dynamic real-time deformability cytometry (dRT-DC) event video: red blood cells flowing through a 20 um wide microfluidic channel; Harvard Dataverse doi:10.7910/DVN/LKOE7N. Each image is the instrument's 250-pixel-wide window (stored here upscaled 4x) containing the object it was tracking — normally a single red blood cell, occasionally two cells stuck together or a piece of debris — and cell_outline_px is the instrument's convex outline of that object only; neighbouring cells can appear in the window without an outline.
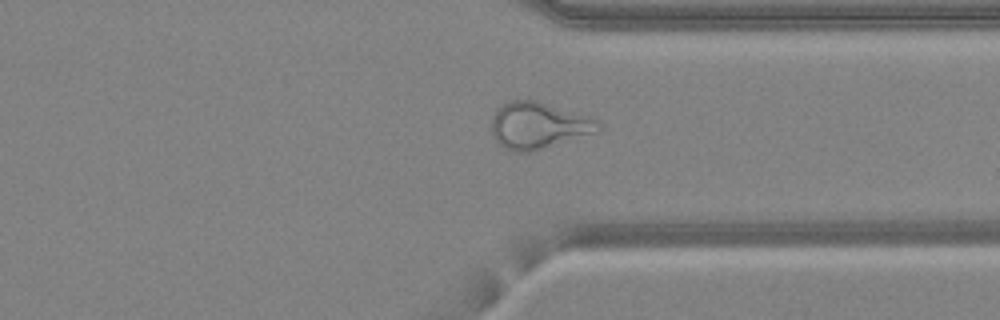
{"species": "common noctule bat (a hibernating species)", "species_latin": "Nyctalus noctula", "temperature_condition": "warm", "stored_images_in_passage": 48, "camera_frame_rate_fps": 3000, "um_per_image_px": 0.085, "animal": {"sex": "female", "body_mass_g": 24.6, "forearm_length_mm": 56.2}, "frame": {"image": 1, "passage_image": 37, "time_ms": 12.0, "image_size_px": [1000, 320], "cell_outline_px": [[600, 132], [528, 152], [512, 152], [504, 148], [492, 136], [492, 116], [496, 108], [508, 100], [536, 100], [588, 116], [596, 120], [600, 124]], "centroid_in_image_um": [45.74, 10.66], "position_along_channel_um": 365.7, "area_um2": 29.02}}
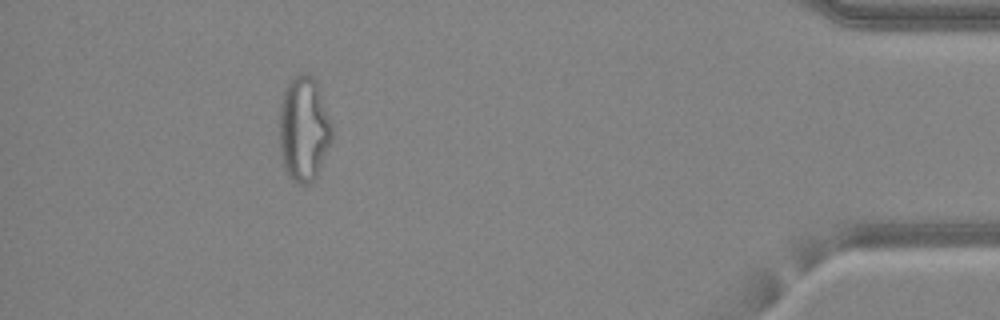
{"frame": {"image": 2, "passage_image": 44, "time_ms": 14.333, "image_size_px": [1000, 320], "cell_outline_px": [[332, 140], [320, 168], [316, 176], [308, 184], [300, 184], [292, 180], [288, 176], [284, 168], [280, 152], [280, 104], [284, 88], [300, 72], [304, 72], [312, 76], [316, 80], [332, 124]], "centroid_in_image_um": [25.82, 10.96], "position_along_channel_um": 409.4, "area_um2": 32.19}}